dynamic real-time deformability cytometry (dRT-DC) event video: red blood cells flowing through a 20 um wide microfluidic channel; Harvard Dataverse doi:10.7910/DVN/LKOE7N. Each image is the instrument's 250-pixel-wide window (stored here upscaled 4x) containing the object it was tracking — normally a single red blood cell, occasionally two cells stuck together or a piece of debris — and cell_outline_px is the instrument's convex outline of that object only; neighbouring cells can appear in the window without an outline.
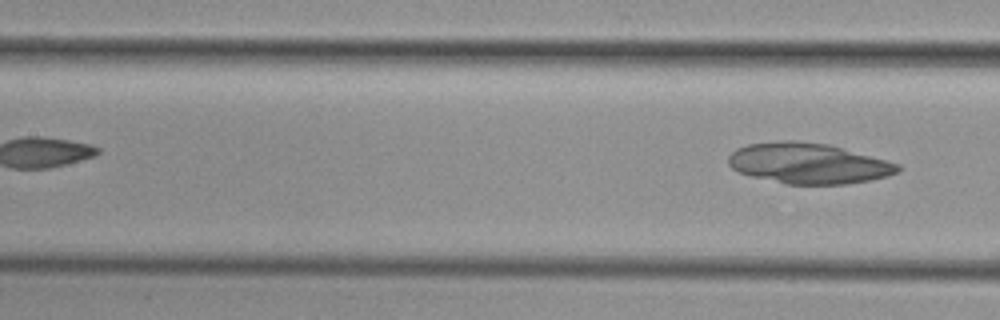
{"species": "common noctule bat (a hibernating species)", "species_latin": "Nyctalus noctula", "temperature_condition": "cold", "stored_images_in_passage": 7, "camera_frame_rate_fps": 3000, "um_per_image_px": 0.085, "animal": {"sex": "female", "body_mass_g": 29.2, "forearm_length_mm": 56.3}, "frame": {"image": 1, "passage_image": 7, "time_ms": 8.333, "image_size_px": [1000, 320], "cell_outline_px": [[900, 172], [888, 176], [872, 180], [844, 184], [784, 184], [752, 176], [740, 172], [732, 168], [728, 164], [728, 156], [736, 148], [748, 144], [784, 140], [796, 140], [828, 144], [888, 160], [900, 164]], "centroid_in_image_um": [68.73, 13.88], "position_along_channel_um": 138.7, "area_um2": 40.29}}